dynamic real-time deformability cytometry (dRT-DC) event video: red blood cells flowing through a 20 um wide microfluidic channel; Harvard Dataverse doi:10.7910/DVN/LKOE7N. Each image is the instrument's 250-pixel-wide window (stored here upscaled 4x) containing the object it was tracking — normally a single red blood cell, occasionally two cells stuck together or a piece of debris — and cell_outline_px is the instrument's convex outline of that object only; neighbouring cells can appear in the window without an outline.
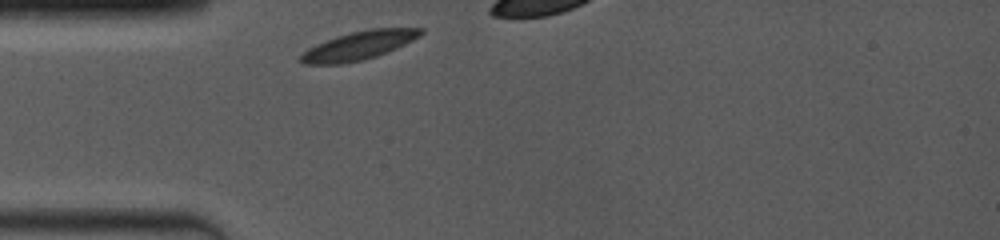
{"species": "common noctule bat (a hibernating species)", "species_latin": "Nyctalus noctula", "temperature_condition": "room temperature", "stored_images_in_passage": 7, "camera_frame_rate_fps": 4000, "um_per_image_px": 0.085, "animal": {"sex": "female", "body_mass_g": 19.0, "forearm_length_mm": 53.3}, "frame": {"image": 1, "passage_image": 1, "time_ms": 0.0, "image_size_px": [1000, 240], "cell_outline_px": [[424, 32], [420, 36], [396, 48], [376, 56], [364, 60], [344, 64], [304, 64], [300, 60], [300, 56], [308, 48], [316, 44], [336, 36], [368, 28], [424, 28]], "centroid_in_image_um": [30.5, 3.87], "position_along_channel_um": 54.5, "area_um2": 19.88}}